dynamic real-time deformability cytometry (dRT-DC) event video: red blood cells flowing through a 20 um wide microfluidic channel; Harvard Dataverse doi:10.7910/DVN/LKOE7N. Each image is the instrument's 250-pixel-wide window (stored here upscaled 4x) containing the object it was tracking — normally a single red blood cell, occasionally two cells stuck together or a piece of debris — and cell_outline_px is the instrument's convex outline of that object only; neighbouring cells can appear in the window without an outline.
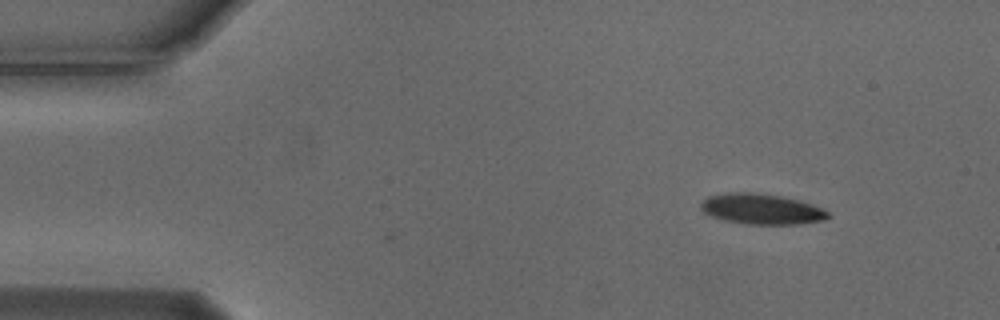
{"species": "Egyptian fruit bat (a non-hibernating species)", "species_latin": "Rousettus aegyptiacus", "temperature_condition": "cold", "stored_images_in_passage": 2, "camera_frame_rate_fps": 3000, "um_per_image_px": 0.085, "animal": {"sex": "male"}, "frame": {"image": 1, "passage_image": 2, "time_ms": 0.333, "image_size_px": [1000, 320], "cell_outline_px": [[832, 216], [824, 220], [796, 224], [748, 224], [724, 220], [712, 216], [704, 212], [700, 208], [700, 204], [708, 196], [720, 192], [756, 192], [780, 196], [800, 200], [812, 204], [828, 212]], "centroid_in_image_um": [64.71, 17.75], "position_along_channel_um": 20.3, "area_um2": 22.72}}